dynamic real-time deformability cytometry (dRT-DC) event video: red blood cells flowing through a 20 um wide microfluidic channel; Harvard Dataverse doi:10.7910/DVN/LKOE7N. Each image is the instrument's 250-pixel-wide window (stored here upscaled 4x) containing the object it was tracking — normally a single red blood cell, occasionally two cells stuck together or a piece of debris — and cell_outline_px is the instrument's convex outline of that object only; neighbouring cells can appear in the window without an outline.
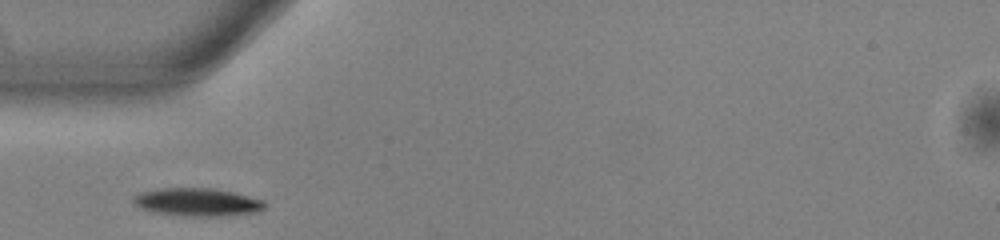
{"species": "common noctule bat (a hibernating species)", "species_latin": "Nyctalus noctula", "temperature_condition": "warm", "stored_images_in_passage": 36, "camera_frame_rate_fps": 3000, "um_per_image_px": 0.085, "animal": {"sex": "male", "body_mass_g": 13.0, "forearm_length_mm": 53.1}, "frame": {"image": 1, "passage_image": 1, "time_ms": 0.0, "image_size_px": [1000, 240], "cell_outline_px": [[264, 208], [256, 212], [228, 216], [192, 216], [152, 212], [140, 208], [132, 204], [132, 196], [140, 192], [160, 188], [212, 188], [232, 192], [264, 200]], "centroid_in_image_um": [16.72, 17.18], "position_along_channel_um": 68.3, "area_um2": 21.5}}
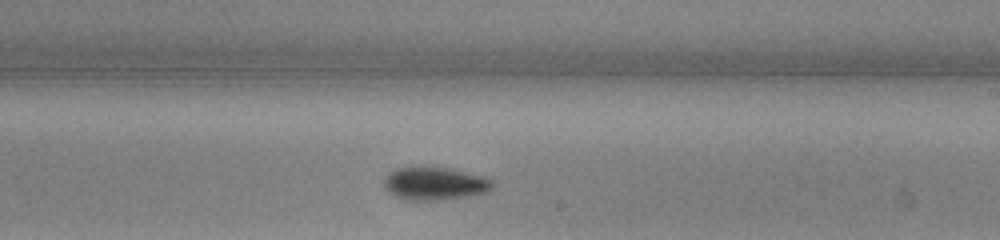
{"frame": {"image": 2, "passage_image": 15, "time_ms": 4.667, "image_size_px": [1000, 240], "cell_outline_px": [[492, 188], [488, 192], [468, 196], [440, 200], [404, 200], [388, 192], [384, 184], [384, 180], [396, 168], [412, 164], [428, 164], [448, 168], [484, 176], [492, 180]], "centroid_in_image_um": [36.93, 15.56], "position_along_channel_um": 252.1, "area_um2": 21.44}}
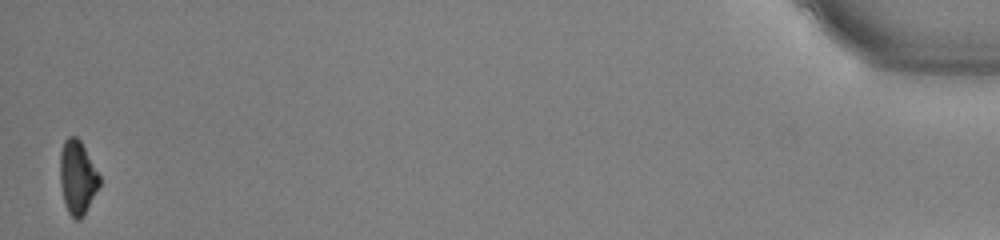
{"frame": {"image": 3, "passage_image": 36, "time_ms": 11.667, "image_size_px": [1000, 240], "cell_outline_px": [[100, 184], [80, 220], [76, 220], [68, 212], [64, 204], [60, 184], [60, 152], [64, 140], [68, 136], [76, 136], [80, 140], [100, 176]], "centroid_in_image_um": [6.56, 15.05], "position_along_channel_um": 428.6, "area_um2": 16.76}, "authors_computed_cell_mechanics": {"area_um2": 19.7676, "velocity_mm_per_s": 3.9403, "shape_relaxation_time_tau1_ms": 2.1439, "shape_relaxation_time_tau2_ms": null, "deformation_change_tau1": 0.1061, "deformation_change_tau2": null}}